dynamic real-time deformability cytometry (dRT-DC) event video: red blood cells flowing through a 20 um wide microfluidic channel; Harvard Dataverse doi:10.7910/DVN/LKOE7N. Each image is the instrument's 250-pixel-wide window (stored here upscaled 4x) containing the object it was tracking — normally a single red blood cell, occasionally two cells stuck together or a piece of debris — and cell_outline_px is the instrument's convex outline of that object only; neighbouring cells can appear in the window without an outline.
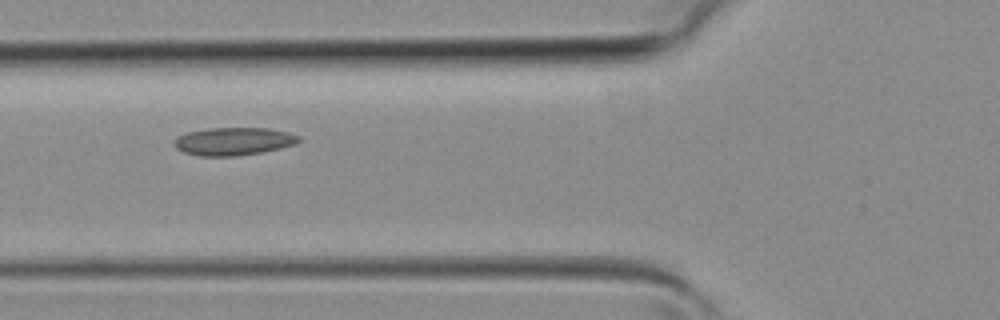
{"species": "common noctule bat (a hibernating species)", "species_latin": "Nyctalus noctula", "temperature_condition": "room temperature", "stored_images_in_passage": 4, "camera_frame_rate_fps": 3000, "um_per_image_px": 0.085, "animal": {"sex": "female", "body_mass_g": 19.3, "forearm_length_mm": 54.1}, "frame": {"image": 1, "passage_image": 3, "time_ms": 0.667, "image_size_px": [1000, 320], "cell_outline_px": [[300, 140], [296, 144], [264, 152], [236, 156], [200, 156], [184, 152], [176, 148], [176, 140], [180, 136], [188, 132], [208, 128], [268, 128], [288, 132], [300, 136]], "centroid_in_image_um": [19.91, 12.01], "position_along_channel_um": 105.9, "area_um2": 20.11}}
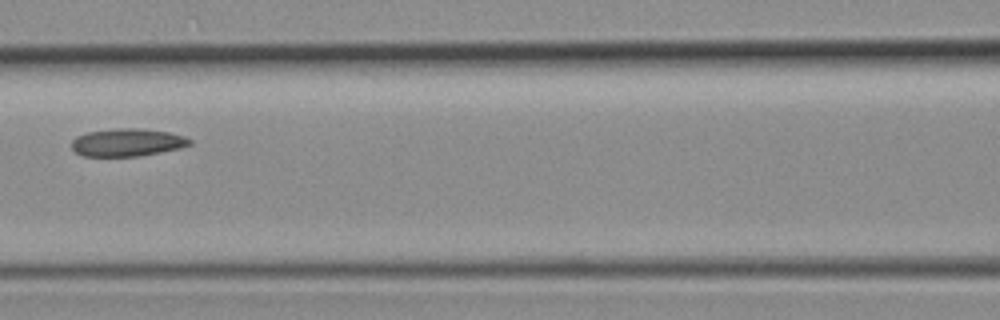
{"frame": {"image": 2, "passage_image": 4, "time_ms": 1.0, "image_size_px": [1000, 320], "cell_outline_px": [[192, 144], [180, 148], [140, 156], [84, 156], [76, 152], [72, 148], [72, 140], [76, 136], [88, 132], [116, 128], [144, 128], [168, 132], [184, 136], [192, 140]], "centroid_in_image_um": [10.83, 12.1], "position_along_channel_um": 155.8, "area_um2": 19.13}}